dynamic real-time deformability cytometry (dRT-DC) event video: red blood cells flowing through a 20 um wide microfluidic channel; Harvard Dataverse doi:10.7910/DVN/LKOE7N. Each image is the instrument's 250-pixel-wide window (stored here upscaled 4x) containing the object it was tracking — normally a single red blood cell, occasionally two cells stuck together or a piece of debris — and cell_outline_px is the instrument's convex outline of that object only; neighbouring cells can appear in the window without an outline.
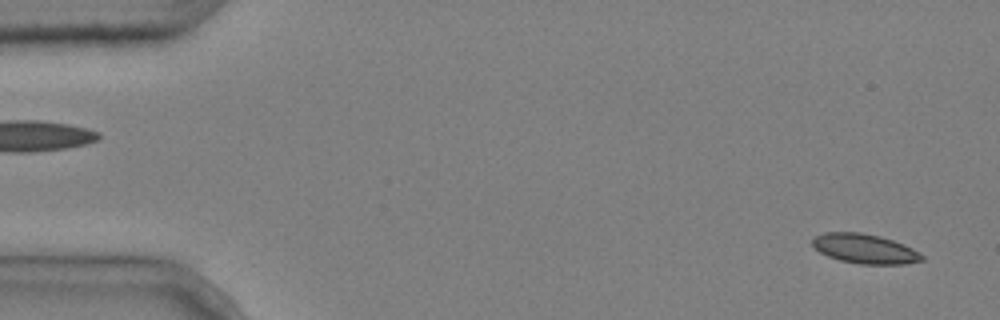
{"species": "common noctule bat (a hibernating species)", "species_latin": "Nyctalus noctula", "temperature_condition": "cold", "stored_images_in_passage": 4, "segment_of_instrument_passage": [2, 2], "camera_frame_rate_fps": 3000, "um_per_image_px": 0.085, "animal": {"sex": "male", "body_mass_g": 20.4}, "frame": {"image": 1, "passage_image": 4, "time_ms": 1.0, "image_size_px": [1000, 320], "cell_outline_px": [[924, 260], [904, 264], [860, 264], [840, 260], [828, 256], [820, 252], [812, 244], [812, 240], [816, 236], [824, 232], [860, 232], [880, 236], [904, 244], [920, 252], [924, 256]], "centroid_in_image_um": [73.53, 21.14], "position_along_channel_um": 11.5, "area_um2": 18.84}}